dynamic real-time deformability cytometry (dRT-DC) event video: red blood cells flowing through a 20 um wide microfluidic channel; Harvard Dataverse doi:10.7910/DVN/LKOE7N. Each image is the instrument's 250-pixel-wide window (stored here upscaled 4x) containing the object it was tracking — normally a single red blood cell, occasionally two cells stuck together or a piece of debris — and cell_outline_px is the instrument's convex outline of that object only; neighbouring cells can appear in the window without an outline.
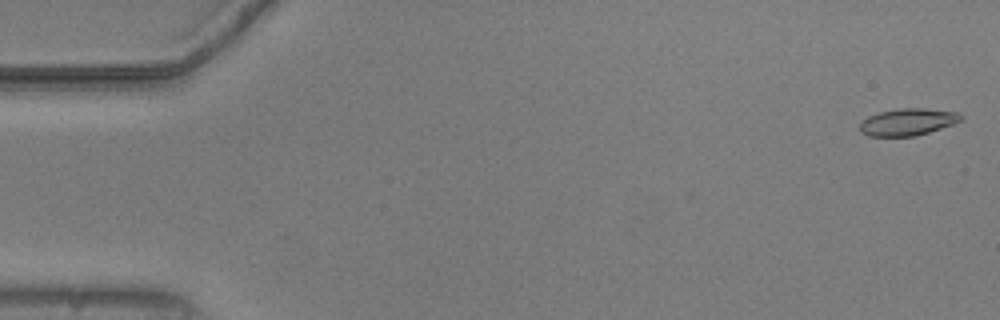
{"species": "common noctule bat (a hibernating species)", "species_latin": "Nyctalus noctula", "temperature_condition": "warm", "stored_images_in_passage": 7, "camera_frame_rate_fps": 3000, "um_per_image_px": 0.085, "animal": {"sex": "male", "body_mass_g": 20.5, "forearm_length_mm": 52.5}, "frame": {"image": 1, "passage_image": 1, "time_ms": 0.0, "image_size_px": [1000, 320], "cell_outline_px": [[964, 116], [960, 120], [952, 124], [916, 136], [868, 136], [860, 132], [860, 124], [868, 116], [880, 112], [900, 108], [924, 108], [956, 112]], "centroid_in_image_um": [77.14, 10.36], "position_along_channel_um": 7.9, "area_um2": 15.72}}